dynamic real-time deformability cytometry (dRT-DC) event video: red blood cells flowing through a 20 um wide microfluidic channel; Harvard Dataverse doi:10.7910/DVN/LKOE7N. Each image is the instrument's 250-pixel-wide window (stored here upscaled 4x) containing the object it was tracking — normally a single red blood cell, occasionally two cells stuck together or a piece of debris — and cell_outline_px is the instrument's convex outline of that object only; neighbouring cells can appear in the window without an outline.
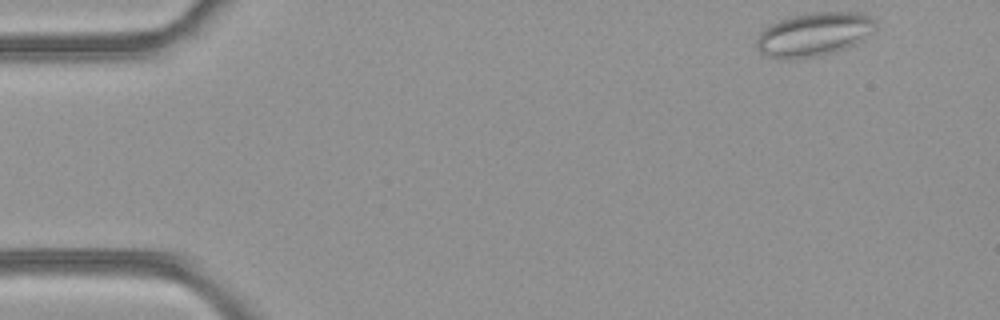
{"species": "common noctule bat (a hibernating species)", "species_latin": "Nyctalus noctula", "temperature_condition": "room temperature", "stored_images_in_passage": 11, "camera_frame_rate_fps": 3000, "um_per_image_px": 0.085, "animal": {"sex": "female", "body_mass_g": 21.9}, "frame": {"image": 1, "passage_image": 1, "time_ms": 0.0, "image_size_px": [1000, 320], "cell_outline_px": [[876, 28], [856, 44], [832, 52], [812, 56], [788, 60], [784, 60], [768, 56], [760, 52], [756, 48], [756, 40], [760, 32], [768, 24], [776, 20], [804, 12], [864, 12], [876, 20]], "centroid_in_image_um": [69.15, 2.89], "position_along_channel_um": 15.9, "area_um2": 30.63}}